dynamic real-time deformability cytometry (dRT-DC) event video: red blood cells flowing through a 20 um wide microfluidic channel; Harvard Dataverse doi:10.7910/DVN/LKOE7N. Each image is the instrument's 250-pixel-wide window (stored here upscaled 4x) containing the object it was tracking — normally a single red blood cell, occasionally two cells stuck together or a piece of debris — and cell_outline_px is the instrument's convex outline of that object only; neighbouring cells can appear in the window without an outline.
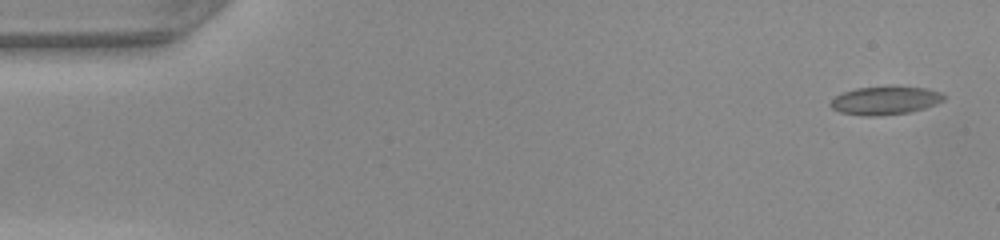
{"species": "common noctule bat (a hibernating species)", "species_latin": "Nyctalus noctula", "temperature_condition": "warm", "stored_images_in_passage": 48, "camera_frame_rate_fps": 3000, "um_per_image_px": 0.085, "animal": {"sex": "female", "body_mass_g": 22.0, "forearm_length_mm": 56.7}, "frame": {"image": 1, "passage_image": 1, "time_ms": 0.0, "image_size_px": [1000, 240], "cell_outline_px": [[944, 100], [936, 104], [924, 108], [908, 112], [880, 116], [864, 116], [840, 112], [832, 108], [828, 104], [836, 96], [844, 92], [856, 88], [928, 88], [940, 92], [944, 96]], "centroid_in_image_um": [75.22, 8.57], "position_along_channel_um": 9.8, "area_um2": 18.15}}
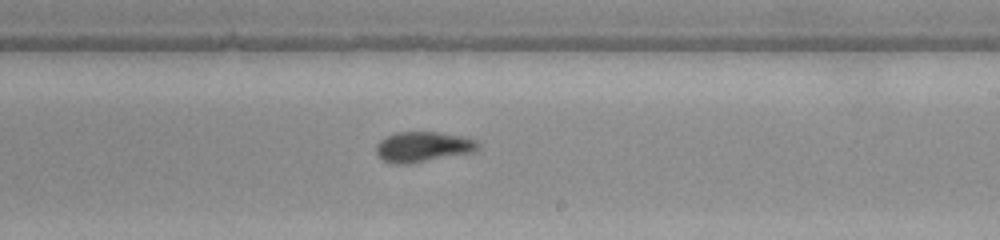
{"frame": {"image": 2, "passage_image": 28, "time_ms": 9.0, "image_size_px": [1000, 240], "cell_outline_px": [[480, 144], [472, 152], [408, 164], [392, 164], [380, 160], [376, 152], [376, 144], [384, 136], [396, 132], [440, 132], [460, 136], [476, 140]], "centroid_in_image_um": [35.87, 12.48], "position_along_channel_um": 253.1, "area_um2": 18.03}}
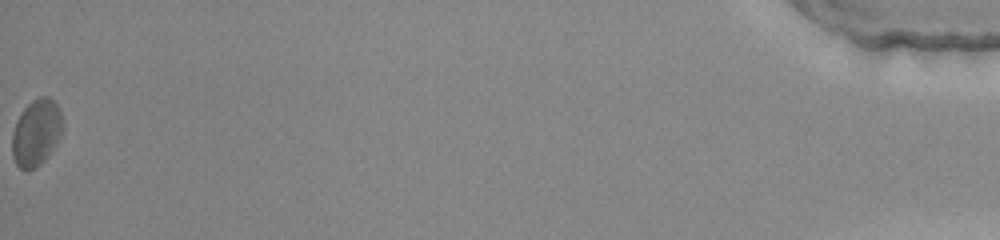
{"frame": {"image": 3, "passage_image": 48, "time_ms": 15.667, "image_size_px": [1000, 240], "cell_outline_px": [[60, 136], [48, 156], [40, 164], [28, 172], [24, 172], [16, 164], [12, 156], [12, 132], [16, 120], [24, 108], [32, 100], [40, 96], [48, 96], [56, 104], [60, 112]], "centroid_in_image_um": [3.03, 11.3], "position_along_channel_um": 432.2, "area_um2": 19.42}, "authors_computed_cell_mechanics": {"area_um2": 18.2359, "velocity_mm_per_s": 4.2148, "shape_relaxation_time_tau1_ms": 6.4575, "shape_relaxation_time_tau2_ms": 1.648, "deformation_change_tau1": 0.1388, "deformation_change_tau2": 0.072}}